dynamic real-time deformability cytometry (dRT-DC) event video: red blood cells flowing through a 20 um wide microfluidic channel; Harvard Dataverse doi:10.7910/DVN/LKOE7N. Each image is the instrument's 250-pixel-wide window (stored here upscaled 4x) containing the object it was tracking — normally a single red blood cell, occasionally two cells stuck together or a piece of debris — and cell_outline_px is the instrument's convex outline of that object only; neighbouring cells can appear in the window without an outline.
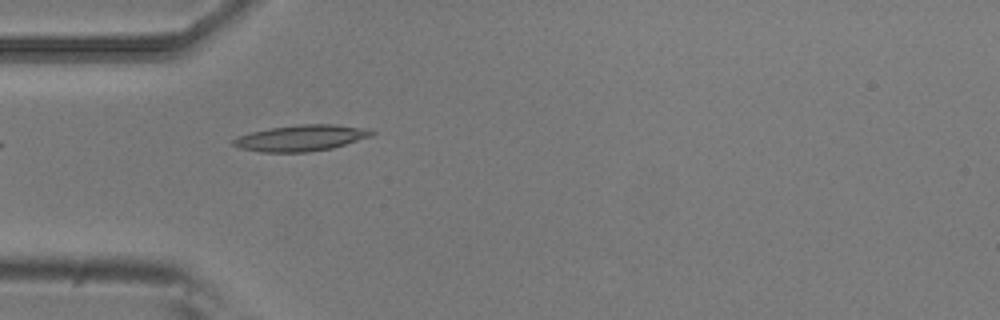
{"species": "common noctule bat (a hibernating species)", "species_latin": "Nyctalus noctula", "temperature_condition": "room temperature", "stored_images_in_passage": 4, "camera_frame_rate_fps": 3000, "um_per_image_px": 0.085, "animal": {"sex": "male", "body_mass_g": 20.5, "forearm_length_mm": 52.5}, "frame": {"image": 1, "passage_image": 4, "time_ms": 1.0, "image_size_px": [1000, 320], "cell_outline_px": [[376, 132], [372, 136], [332, 148], [308, 152], [260, 152], [240, 148], [232, 144], [232, 140], [236, 136], [252, 132], [272, 128], [304, 124], [336, 124], [360, 128]], "centroid_in_image_um": [25.56, 11.74], "position_along_channel_um": 59.4, "area_um2": 20.81}}